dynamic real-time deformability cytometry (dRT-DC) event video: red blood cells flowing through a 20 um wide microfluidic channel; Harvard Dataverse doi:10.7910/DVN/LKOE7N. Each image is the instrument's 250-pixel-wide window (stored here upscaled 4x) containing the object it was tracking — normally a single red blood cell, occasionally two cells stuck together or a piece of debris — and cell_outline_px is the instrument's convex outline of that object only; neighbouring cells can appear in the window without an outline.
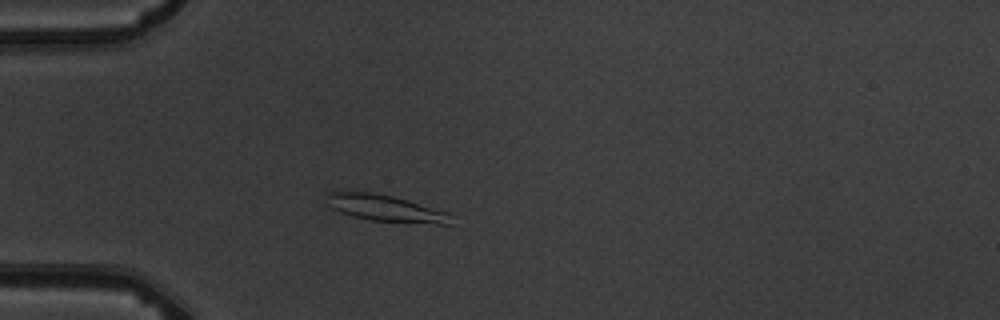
{"species": "common noctule bat (a hibernating species)", "species_latin": "Nyctalus noctula", "temperature_condition": "warm", "stored_images_in_passage": 2, "camera_frame_rate_fps": 3000, "um_per_image_px": 0.085, "animal": {"sex": "male", "body_mass_g": 19.5, "forearm_length_mm": 54.6}, "frame": {"image": 1, "passage_image": 2, "time_ms": 1.0, "image_size_px": [1000, 320], "cell_outline_px": [[452, 224], [436, 224], [368, 220], [352, 216], [340, 212], [324, 204], [328, 192], [372, 192], [392, 196], [408, 200], [448, 212]], "centroid_in_image_um": [32.72, 17.7], "position_along_channel_um": 52.3, "area_um2": 19.25}}